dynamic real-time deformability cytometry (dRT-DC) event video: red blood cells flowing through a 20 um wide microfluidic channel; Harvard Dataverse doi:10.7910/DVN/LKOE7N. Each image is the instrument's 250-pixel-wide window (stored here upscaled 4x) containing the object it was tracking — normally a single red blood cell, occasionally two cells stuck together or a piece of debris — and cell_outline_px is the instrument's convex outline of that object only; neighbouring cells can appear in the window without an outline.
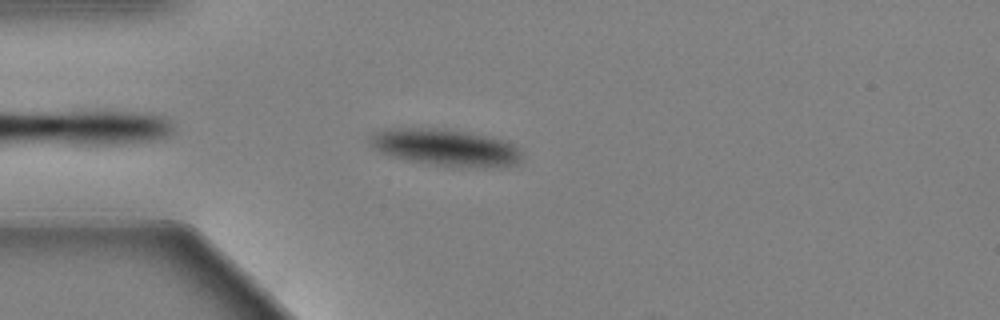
{"species": "Egyptian fruit bat (a non-hibernating species)", "species_latin": "Rousettus aegyptiacus", "temperature_condition": "warm", "stored_images_in_passage": 36, "camera_frame_rate_fps": 3000, "um_per_image_px": 0.085, "animal": {"sex": "female"}, "frame": {"image": 1, "passage_image": 3, "time_ms": 0.667, "image_size_px": [1000, 320], "cell_outline_px": [[520, 156], [516, 164], [484, 168], [452, 168], [404, 160], [380, 152], [372, 148], [368, 144], [368, 136], [384, 128], [444, 128], [468, 132], [500, 140], [512, 144], [516, 148]], "centroid_in_image_um": [37.74, 12.55], "position_along_channel_um": 47.3, "area_um2": 33.0}}
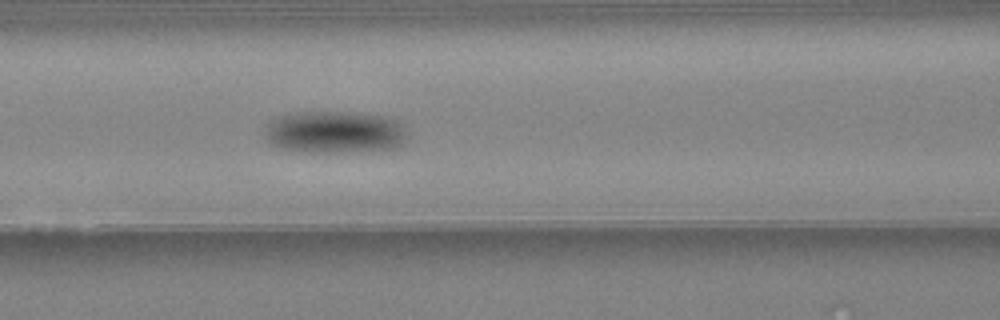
{"frame": {"image": 2, "passage_image": 12, "time_ms": 3.667, "image_size_px": [1000, 320], "cell_outline_px": [[404, 140], [396, 148], [332, 152], [308, 152], [280, 148], [272, 144], [268, 140], [268, 124], [280, 116], [296, 112], [348, 112], [392, 116], [400, 124], [404, 132]], "centroid_in_image_um": [28.47, 11.21], "position_along_channel_um": 138.1, "area_um2": 34.39}}
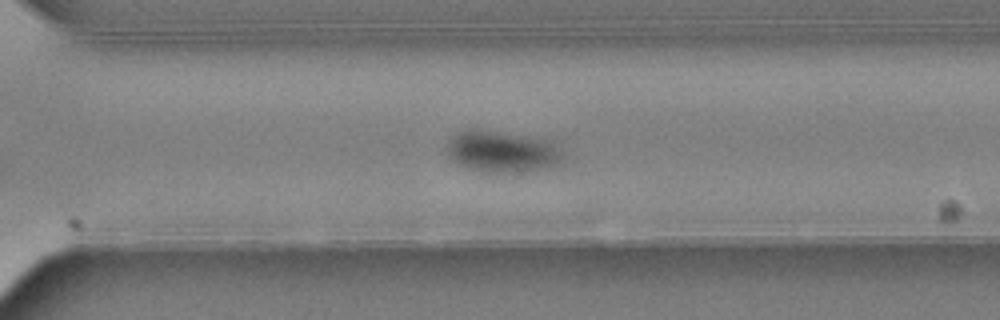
{"frame": {"image": 3, "passage_image": 28, "time_ms": 9.0, "image_size_px": [1000, 320], "cell_outline_px": [[568, 160], [564, 164], [552, 168], [520, 172], [484, 172], [468, 168], [456, 164], [448, 156], [448, 140], [456, 132], [468, 128], [484, 128], [552, 140], [564, 152]], "centroid_in_image_um": [42.77, 12.87], "position_along_channel_um": 327.8, "area_um2": 29.48}}